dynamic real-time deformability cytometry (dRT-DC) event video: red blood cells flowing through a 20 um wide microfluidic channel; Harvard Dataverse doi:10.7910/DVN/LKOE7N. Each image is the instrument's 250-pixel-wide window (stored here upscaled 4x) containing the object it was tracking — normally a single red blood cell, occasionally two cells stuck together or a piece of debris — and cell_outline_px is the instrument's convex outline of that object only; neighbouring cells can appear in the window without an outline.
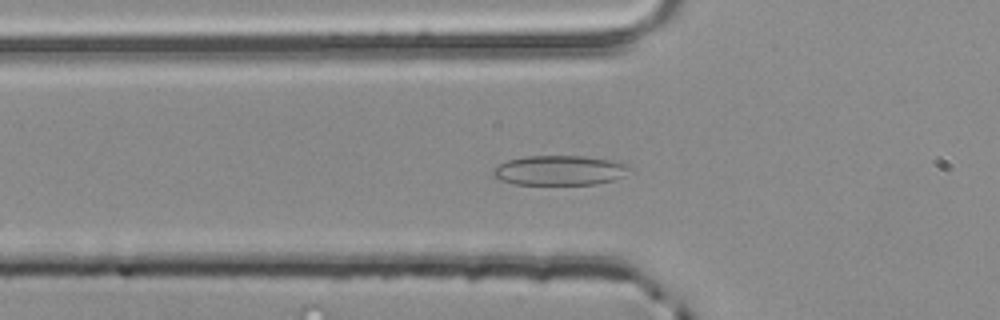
{"species": "common noctule bat (a hibernating species)", "species_latin": "Nyctalus noctula", "temperature_condition": "room temperature", "stored_images_in_passage": 53, "camera_frame_rate_fps": 3000, "um_per_image_px": 0.085, "animal": {"sex": "male", "body_mass_g": 20.4}, "frame": {"image": 1, "passage_image": 18, "time_ms": 5.667, "image_size_px": [1000, 320], "cell_outline_px": [[632, 168], [624, 176], [612, 180], [596, 184], [512, 184], [500, 180], [492, 176], [492, 168], [508, 160], [524, 156], [584, 156], [612, 160], [628, 164]], "centroid_in_image_um": [47.56, 14.48], "position_along_channel_um": 78.2, "area_um2": 23.81}}
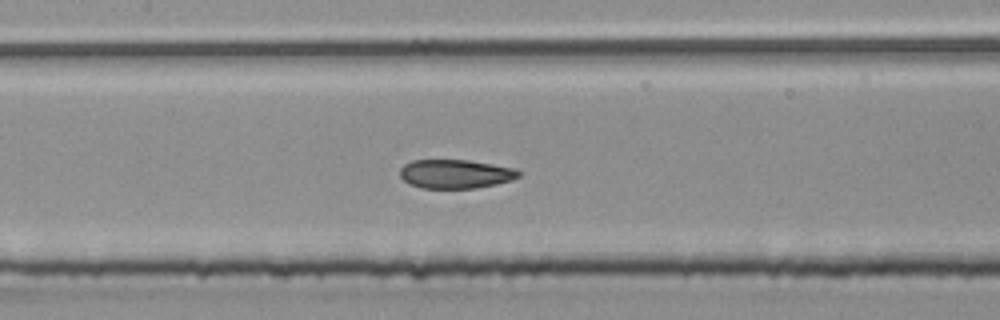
{"frame": {"image": 2, "passage_image": 25, "time_ms": 8.0, "image_size_px": [1000, 320], "cell_outline_px": [[520, 176], [512, 180], [496, 184], [476, 188], [420, 188], [408, 184], [400, 176], [400, 168], [404, 164], [412, 160], [468, 160], [516, 168], [520, 172]], "centroid_in_image_um": [38.7, 14.78], "position_along_channel_um": 168.7, "area_um2": 20.11}}
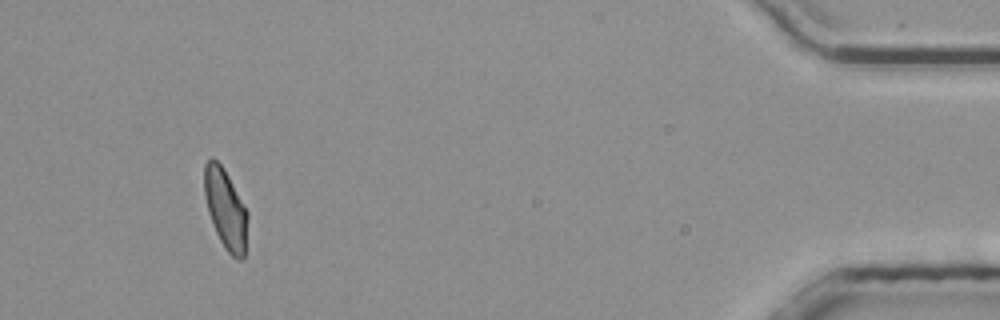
{"frame": {"image": 3, "passage_image": 50, "time_ms": 16.333, "image_size_px": [1000, 320], "cell_outline_px": [[248, 216], [244, 260], [236, 260], [224, 248], [216, 232], [208, 212], [204, 196], [204, 164], [212, 156], [224, 168], [248, 212]], "centroid_in_image_um": [19.17, 17.77], "position_along_channel_um": 416.0, "area_um2": 20.29}, "authors_computed_cell_mechanics": {"area_um2": 20.808, "velocity_mm_per_s": 3.8462, "shape_relaxation_time_tau1_ms": null, "shape_relaxation_time_tau2_ms": 1.6129, "deformation_change_tau1": null, "deformation_change_tau2": 0.0713}}